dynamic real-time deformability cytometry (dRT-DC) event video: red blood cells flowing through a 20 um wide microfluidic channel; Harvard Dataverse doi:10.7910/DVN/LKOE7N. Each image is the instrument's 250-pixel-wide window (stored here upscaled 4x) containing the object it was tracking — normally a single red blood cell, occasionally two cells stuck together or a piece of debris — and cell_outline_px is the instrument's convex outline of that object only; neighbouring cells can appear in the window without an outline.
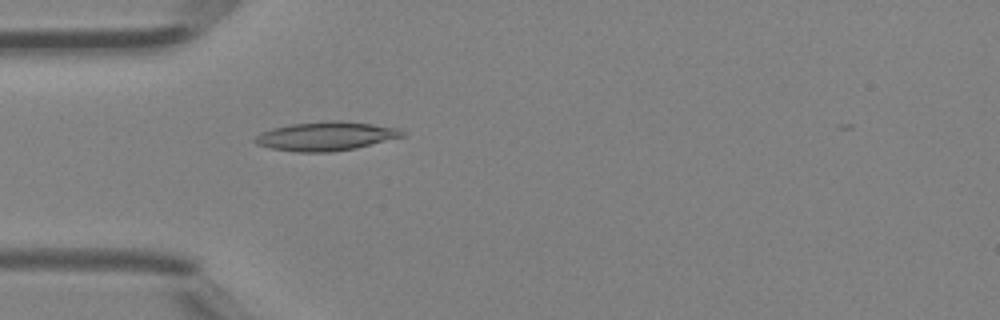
{"species": "Egyptian fruit bat (a non-hibernating species)", "species_latin": "Rousettus aegyptiacus", "temperature_condition": "room temperature", "stored_images_in_passage": 4, "camera_frame_rate_fps": 3000, "um_per_image_px": 0.085, "animal": {"sex": "female"}, "frame": {"image": 1, "passage_image": 4, "time_ms": 1.0, "image_size_px": [1000, 320], "cell_outline_px": [[404, 136], [356, 148], [328, 152], [296, 152], [272, 148], [256, 144], [252, 140], [260, 132], [272, 128], [292, 124], [328, 120], [340, 120], [372, 124], [396, 128], [404, 132]], "centroid_in_image_um": [27.66, 11.57], "position_along_channel_um": 57.3, "area_um2": 24.68}}